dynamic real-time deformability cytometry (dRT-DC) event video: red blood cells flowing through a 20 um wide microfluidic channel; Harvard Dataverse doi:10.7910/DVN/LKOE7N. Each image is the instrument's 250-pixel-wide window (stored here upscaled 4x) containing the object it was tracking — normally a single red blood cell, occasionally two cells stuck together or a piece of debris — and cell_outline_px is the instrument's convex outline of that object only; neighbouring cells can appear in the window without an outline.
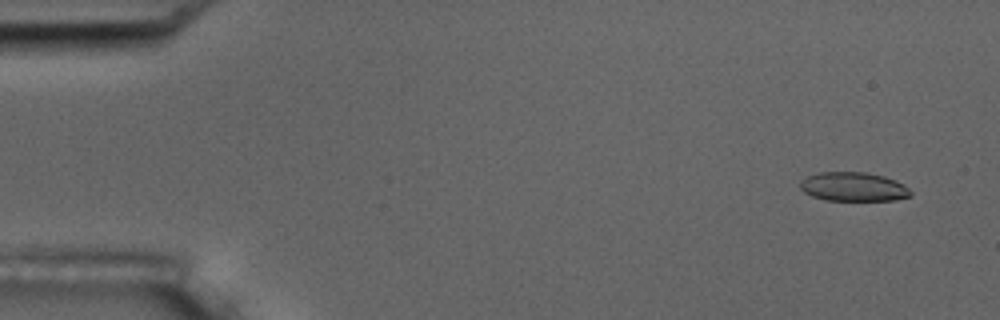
{"species": "common noctule bat (a hibernating species)", "species_latin": "Nyctalus noctula", "temperature_condition": "room temperature", "stored_images_in_passage": 6, "camera_frame_rate_fps": 3000, "um_per_image_px": 0.085, "animal": {"sex": "male", "body_mass_g": 17.5, "forearm_length_mm": 52.3}, "frame": {"image": 1, "passage_image": 1, "time_ms": 0.0, "image_size_px": [1000, 320], "cell_outline_px": [[912, 196], [896, 200], [824, 200], [812, 196], [804, 192], [800, 188], [800, 180], [808, 176], [820, 172], [864, 172], [884, 176], [896, 180], [904, 184], [912, 192]], "centroid_in_image_um": [72.56, 15.88], "position_along_channel_um": 12.4, "area_um2": 18.79}}
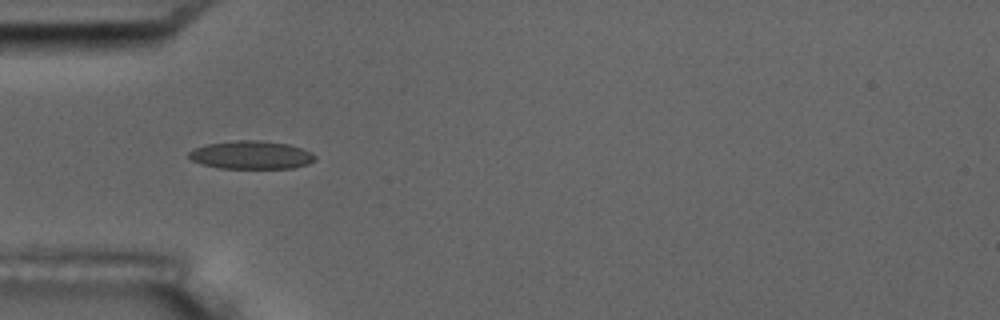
{"frame": {"image": 2, "passage_image": 5, "time_ms": 4.667, "image_size_px": [1000, 320], "cell_outline_px": [[316, 160], [308, 164], [292, 168], [220, 168], [200, 164], [192, 160], [188, 156], [188, 152], [204, 144], [236, 140], [260, 140], [288, 144], [312, 152], [316, 156]], "centroid_in_image_um": [21.35, 13.17], "position_along_channel_um": 63.6, "area_um2": 20.81}}